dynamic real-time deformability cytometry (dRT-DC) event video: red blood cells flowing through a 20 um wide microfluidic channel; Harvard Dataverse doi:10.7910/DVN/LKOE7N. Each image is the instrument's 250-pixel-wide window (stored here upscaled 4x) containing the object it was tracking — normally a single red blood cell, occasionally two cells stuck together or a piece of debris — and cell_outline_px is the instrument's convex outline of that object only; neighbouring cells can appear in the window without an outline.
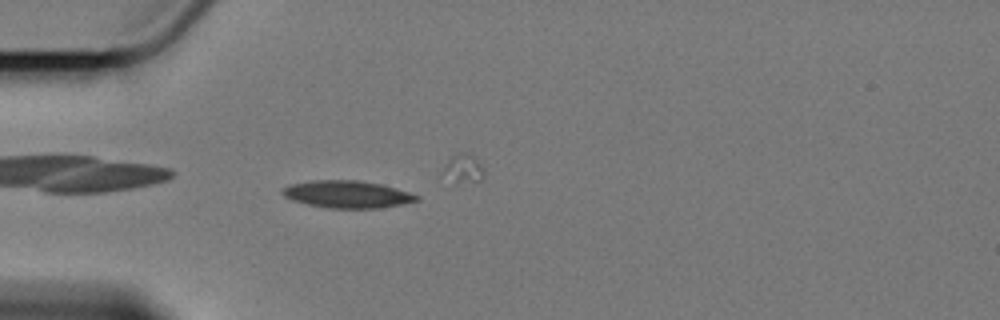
{"species": "Egyptian fruit bat (a non-hibernating species)", "species_latin": "Rousettus aegyptiacus", "temperature_condition": "cold", "stored_images_in_passage": 9, "camera_frame_rate_fps": 3000, "um_per_image_px": 0.085, "animal": {"sex": "female"}, "frame": {"image": 1, "passage_image": 4, "time_ms": 1.0, "image_size_px": [1000, 320], "cell_outline_px": [[420, 200], [400, 204], [376, 208], [328, 208], [308, 204], [292, 200], [284, 196], [280, 192], [288, 184], [312, 180], [356, 180], [380, 184], [396, 188], [420, 196]], "centroid_in_image_um": [29.48, 16.51], "position_along_channel_um": 55.5, "area_um2": 21.21}}
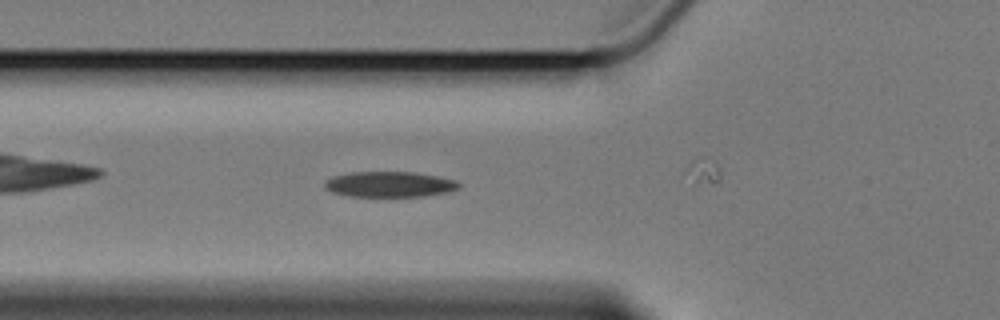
{"frame": {"image": 2, "passage_image": 8, "time_ms": 2.333, "image_size_px": [1000, 320], "cell_outline_px": [[460, 188], [448, 192], [424, 196], [348, 196], [332, 192], [324, 188], [324, 184], [332, 176], [352, 172], [416, 172], [456, 180], [460, 184]], "centroid_in_image_um": [33.12, 15.66], "position_along_channel_um": 92.7, "area_um2": 19.94}}